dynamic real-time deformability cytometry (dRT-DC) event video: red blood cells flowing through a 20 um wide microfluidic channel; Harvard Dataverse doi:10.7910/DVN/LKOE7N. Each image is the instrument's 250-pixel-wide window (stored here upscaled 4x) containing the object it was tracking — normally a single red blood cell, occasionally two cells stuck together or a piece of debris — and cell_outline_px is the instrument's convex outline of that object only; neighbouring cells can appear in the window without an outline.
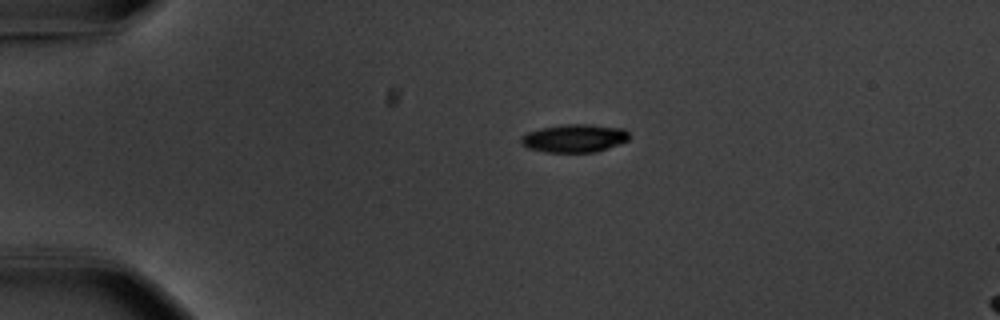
{"species": "common noctule bat (a hibernating species)", "species_latin": "Nyctalus noctula", "temperature_condition": "warm", "stored_images_in_passage": 44, "camera_frame_rate_fps": 3000, "um_per_image_px": 0.085, "animal": {"sex": "male", "body_mass_g": 20.1, "forearm_length_mm": 53.5}, "frame": {"image": 1, "passage_image": 1, "time_ms": 0.0, "image_size_px": [1000, 320], "cell_outline_px": [[628, 140], [596, 152], [544, 152], [528, 148], [520, 144], [520, 136], [528, 132], [540, 128], [560, 124], [592, 124], [624, 128], [628, 132]], "centroid_in_image_um": [48.78, 11.74], "position_along_channel_um": 36.2, "area_um2": 17.86}}
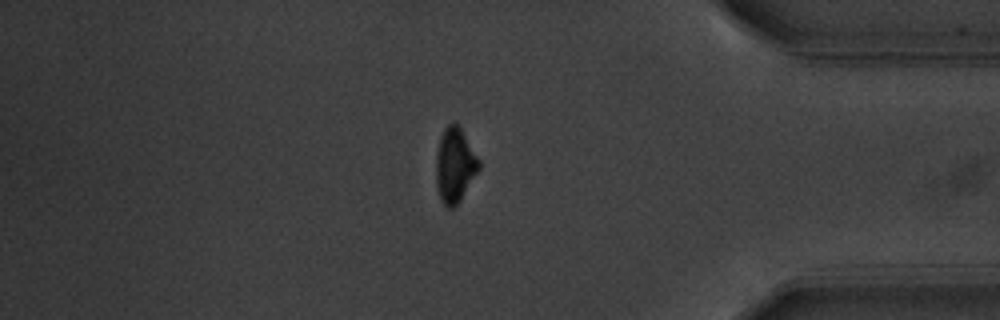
{"frame": {"image": 2, "passage_image": 36, "time_ms": 11.667, "image_size_px": [1000, 320], "cell_outline_px": [[480, 168], [460, 200], [452, 208], [448, 208], [444, 204], [440, 196], [436, 184], [436, 152], [444, 128], [448, 124], [456, 124], [460, 128], [480, 160]], "centroid_in_image_um": [38.66, 14.05], "position_along_channel_um": 396.5, "area_um2": 18.26}}
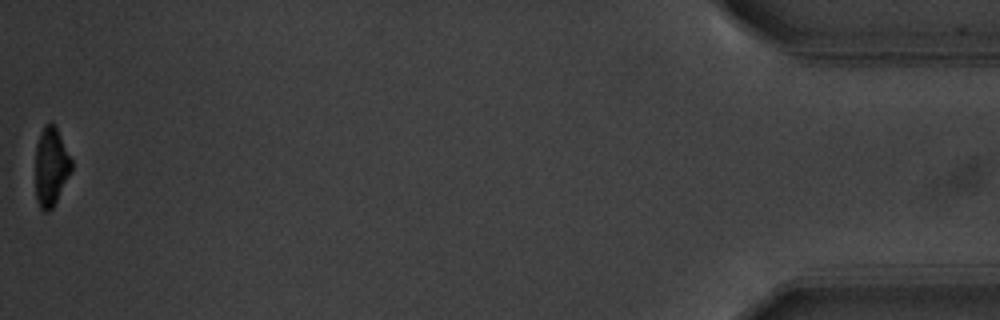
{"frame": {"image": 3, "passage_image": 44, "time_ms": 14.333, "image_size_px": [1000, 320], "cell_outline_px": [[72, 168], [52, 208], [48, 212], [44, 212], [40, 208], [36, 200], [36, 144], [40, 132], [44, 124], [52, 120], [72, 160]], "centroid_in_image_um": [4.31, 14.14], "position_along_channel_um": 430.9, "area_um2": 16.36}, "authors_computed_cell_mechanics": {"area_um2": 18.5827, "velocity_mm_per_s": 3.6993, "shape_relaxation_time_tau1_ms": 2.3811, "shape_relaxation_time_tau2_ms": 7.9156, "deformation_change_tau1": 0.1432, "deformation_change_tau2": 0.1156}}